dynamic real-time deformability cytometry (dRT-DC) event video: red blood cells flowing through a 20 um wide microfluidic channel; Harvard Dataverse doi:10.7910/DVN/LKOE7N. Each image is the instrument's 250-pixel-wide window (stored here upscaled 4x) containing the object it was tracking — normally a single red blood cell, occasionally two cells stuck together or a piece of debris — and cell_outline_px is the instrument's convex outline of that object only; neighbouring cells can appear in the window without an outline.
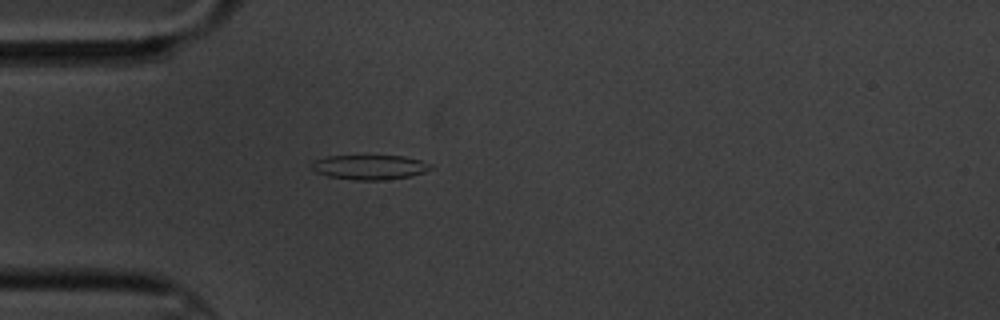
{"species": "common noctule bat (a hibernating species)", "species_latin": "Nyctalus noctula", "temperature_condition": "cold", "stored_images_in_passage": 1, "camera_frame_rate_fps": 3000, "um_per_image_px": 0.085, "animal": {"sex": "male", "body_mass_g": 20.1, "forearm_length_mm": 53.5}, "frame": {"image": 1, "passage_image": 1, "time_ms": 0.0, "image_size_px": [1000, 320], "cell_outline_px": [[432, 168], [424, 172], [408, 176], [384, 180], [356, 180], [328, 176], [316, 172], [308, 168], [308, 164], [312, 160], [324, 156], [404, 156], [420, 160], [432, 164]], "centroid_in_image_um": [31.33, 14.2], "position_along_channel_um": 53.7, "area_um2": 17.28}}